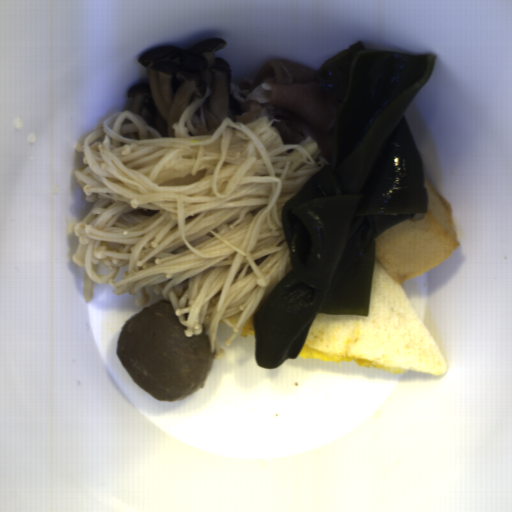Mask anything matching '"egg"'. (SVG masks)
<instances>
[{
    "label": "egg",
    "instance_id": "egg-2",
    "mask_svg": "<svg viewBox=\"0 0 512 512\" xmlns=\"http://www.w3.org/2000/svg\"><path fill=\"white\" fill-rule=\"evenodd\" d=\"M255 314H252L247 321L243 324V326L240 329V335L241 337H247V336H254V325H253V319Z\"/></svg>",
    "mask_w": 512,
    "mask_h": 512
},
{
    "label": "egg",
    "instance_id": "egg-1",
    "mask_svg": "<svg viewBox=\"0 0 512 512\" xmlns=\"http://www.w3.org/2000/svg\"><path fill=\"white\" fill-rule=\"evenodd\" d=\"M296 357L309 358V359H321V360H330V361H354L358 366L363 367H377L390 372H393L397 375H402L408 372V369H403L399 367H394L390 365H385L381 363H376L348 355H337V354H326L322 351H319L311 346H308L303 343Z\"/></svg>",
    "mask_w": 512,
    "mask_h": 512
}]
</instances>
